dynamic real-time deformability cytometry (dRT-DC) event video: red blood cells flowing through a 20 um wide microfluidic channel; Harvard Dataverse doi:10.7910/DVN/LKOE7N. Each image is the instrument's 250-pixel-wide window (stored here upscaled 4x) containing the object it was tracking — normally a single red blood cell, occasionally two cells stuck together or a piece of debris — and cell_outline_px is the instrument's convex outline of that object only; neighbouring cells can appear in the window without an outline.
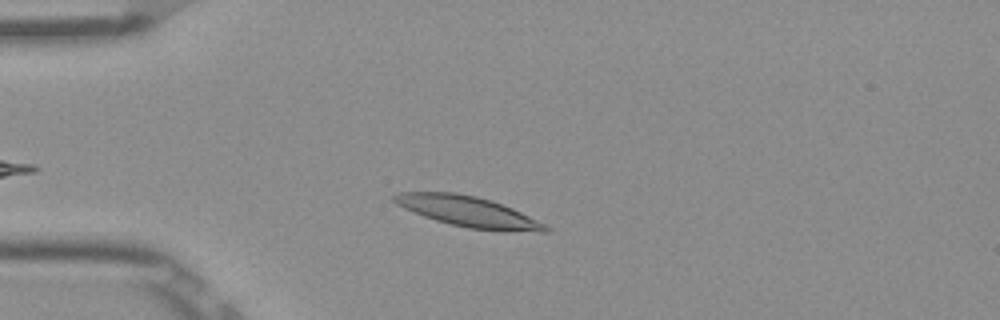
{"species": "Egyptian fruit bat (a non-hibernating species)", "species_latin": "Rousettus aegyptiacus", "temperature_condition": "room temperature", "stored_images_in_passage": 43, "camera_frame_rate_fps": 3000, "um_per_image_px": 0.085, "frame": {"image": 1, "passage_image": 8, "time_ms": 2.333, "image_size_px": [1000, 320], "cell_outline_px": [[552, 228], [548, 232], [504, 232], [468, 228], [436, 220], [424, 216], [404, 208], [396, 204], [392, 200], [392, 196], [396, 192], [456, 192], [476, 196], [492, 200], [512, 208]], "centroid_in_image_um": [39.81, 17.99], "position_along_channel_um": 45.2, "area_um2": 27.05}}
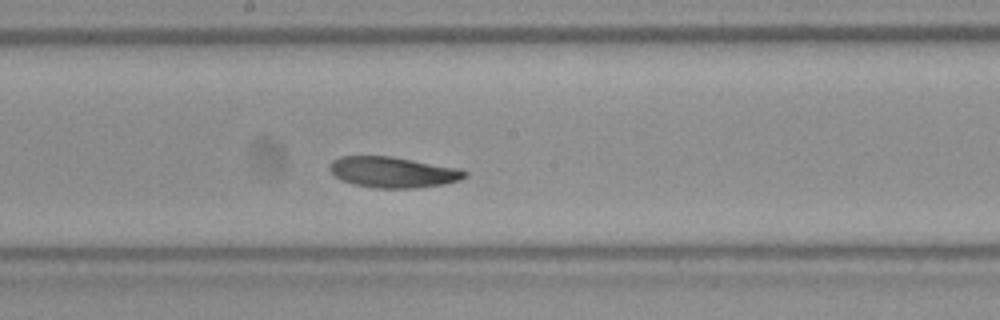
{"frame": {"image": 2, "passage_image": 23, "time_ms": 7.333, "image_size_px": [1000, 320], "cell_outline_px": [[468, 176], [460, 180], [444, 184], [416, 188], [376, 188], [352, 184], [340, 180], [328, 168], [332, 160], [340, 156], [392, 156], [460, 168], [468, 172]], "centroid_in_image_um": [33.42, 14.63], "position_along_channel_um": 214.8, "area_um2": 24.51}}
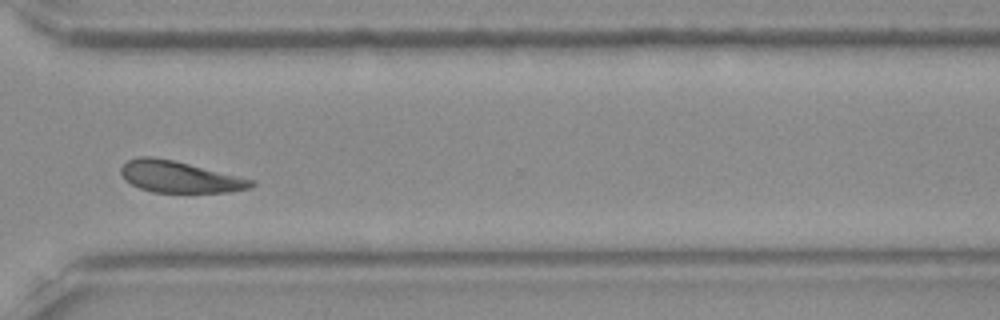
{"frame": {"image": 3, "passage_image": 34, "time_ms": 11.0, "image_size_px": [1000, 320], "cell_outline_px": [[256, 184], [252, 188], [228, 192], [152, 192], [140, 188], [124, 180], [120, 172], [120, 168], [128, 160], [136, 156], [152, 156], [172, 160], [256, 180]], "centroid_in_image_um": [15.26, 15.03], "position_along_channel_um": 355.3, "area_um2": 23.93}}